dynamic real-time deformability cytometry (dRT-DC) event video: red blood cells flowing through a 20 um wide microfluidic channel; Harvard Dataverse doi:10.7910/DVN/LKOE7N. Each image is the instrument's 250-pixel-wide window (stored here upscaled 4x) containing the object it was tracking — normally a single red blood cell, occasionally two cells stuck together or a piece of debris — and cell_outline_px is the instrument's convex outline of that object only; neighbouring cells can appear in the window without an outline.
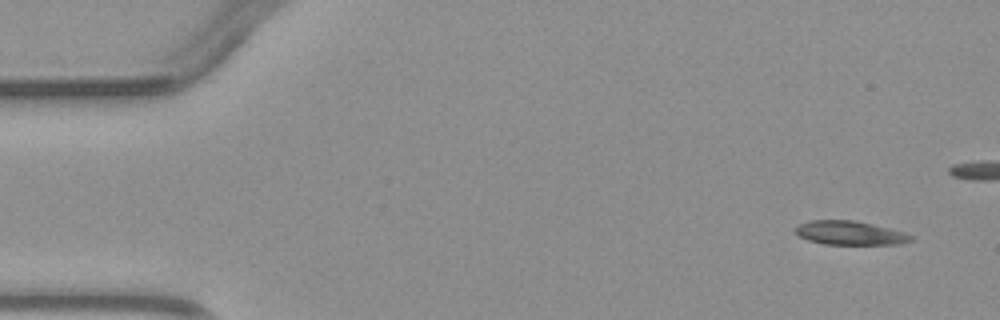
{"species": "common noctule bat (a hibernating species)", "species_latin": "Nyctalus noctula", "temperature_condition": "warm", "stored_images_in_passage": 7, "camera_frame_rate_fps": 3000, "um_per_image_px": 0.085, "animal": {"sex": "male", "body_mass_g": 23.1, "forearm_length_mm": 52.7}, "frame": {"image": 1, "passage_image": 1, "time_ms": 0.0, "image_size_px": [1000, 320], "cell_outline_px": [[912, 240], [900, 244], [824, 244], [808, 240], [800, 236], [796, 232], [796, 228], [800, 224], [812, 220], [852, 220], [872, 224], [904, 232], [912, 236]], "centroid_in_image_um": [72.25, 19.8], "position_along_channel_um": 12.7, "area_um2": 15.78}}
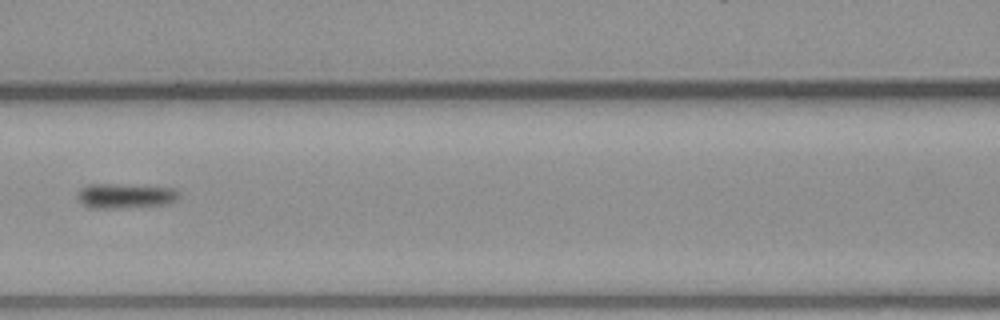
{"frame": {"image": 2, "passage_image": 7, "time_ms": 8.0, "image_size_px": [1000, 320], "cell_outline_px": [[180, 196], [176, 200], [168, 204], [112, 208], [88, 208], [76, 200], [76, 196], [80, 188], [88, 184], [116, 184], [176, 188], [180, 192]], "centroid_in_image_um": [10.61, 16.64], "position_along_channel_um": 156.0, "area_um2": 14.85}}